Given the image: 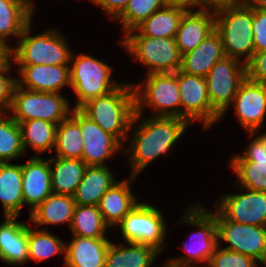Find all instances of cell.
<instances>
[{
  "mask_svg": "<svg viewBox=\"0 0 266 267\" xmlns=\"http://www.w3.org/2000/svg\"><path fill=\"white\" fill-rule=\"evenodd\" d=\"M191 125L186 119L177 117H155L142 121L136 128L128 149L131 176L136 177L161 154L166 153Z\"/></svg>",
  "mask_w": 266,
  "mask_h": 267,
  "instance_id": "obj_1",
  "label": "cell"
},
{
  "mask_svg": "<svg viewBox=\"0 0 266 267\" xmlns=\"http://www.w3.org/2000/svg\"><path fill=\"white\" fill-rule=\"evenodd\" d=\"M79 110L122 145L141 116L135 113L132 84H121L111 93L87 101Z\"/></svg>",
  "mask_w": 266,
  "mask_h": 267,
  "instance_id": "obj_2",
  "label": "cell"
},
{
  "mask_svg": "<svg viewBox=\"0 0 266 267\" xmlns=\"http://www.w3.org/2000/svg\"><path fill=\"white\" fill-rule=\"evenodd\" d=\"M215 28L222 38L227 57L247 64L254 55L253 8L245 1L214 8Z\"/></svg>",
  "mask_w": 266,
  "mask_h": 267,
  "instance_id": "obj_3",
  "label": "cell"
},
{
  "mask_svg": "<svg viewBox=\"0 0 266 267\" xmlns=\"http://www.w3.org/2000/svg\"><path fill=\"white\" fill-rule=\"evenodd\" d=\"M32 22L24 29L20 41L11 48L12 61L19 65H67L74 55L69 51L66 39L52 28L30 36ZM29 35V36H28Z\"/></svg>",
  "mask_w": 266,
  "mask_h": 267,
  "instance_id": "obj_4",
  "label": "cell"
},
{
  "mask_svg": "<svg viewBox=\"0 0 266 267\" xmlns=\"http://www.w3.org/2000/svg\"><path fill=\"white\" fill-rule=\"evenodd\" d=\"M136 32V33H135ZM121 44L130 56L149 67L147 74L175 73L181 68L182 54L175 38H154L143 36L136 29L125 34Z\"/></svg>",
  "mask_w": 266,
  "mask_h": 267,
  "instance_id": "obj_5",
  "label": "cell"
},
{
  "mask_svg": "<svg viewBox=\"0 0 266 267\" xmlns=\"http://www.w3.org/2000/svg\"><path fill=\"white\" fill-rule=\"evenodd\" d=\"M132 85L135 93V113L142 115V106L147 105L157 111L153 115L155 117L181 118L178 71L147 74L141 85Z\"/></svg>",
  "mask_w": 266,
  "mask_h": 267,
  "instance_id": "obj_6",
  "label": "cell"
},
{
  "mask_svg": "<svg viewBox=\"0 0 266 267\" xmlns=\"http://www.w3.org/2000/svg\"><path fill=\"white\" fill-rule=\"evenodd\" d=\"M19 124L31 119H41L58 125L71 114L68 101L59 93L37 92L16 84L9 112Z\"/></svg>",
  "mask_w": 266,
  "mask_h": 267,
  "instance_id": "obj_7",
  "label": "cell"
},
{
  "mask_svg": "<svg viewBox=\"0 0 266 267\" xmlns=\"http://www.w3.org/2000/svg\"><path fill=\"white\" fill-rule=\"evenodd\" d=\"M70 67V87L77 96L75 109L87 101L107 95L121 84L111 78L112 67L90 55L76 56ZM112 79V80H111Z\"/></svg>",
  "mask_w": 266,
  "mask_h": 267,
  "instance_id": "obj_8",
  "label": "cell"
},
{
  "mask_svg": "<svg viewBox=\"0 0 266 267\" xmlns=\"http://www.w3.org/2000/svg\"><path fill=\"white\" fill-rule=\"evenodd\" d=\"M190 206L191 207L187 208V212H184L185 215H183L182 220L179 222L182 223L183 221V223H190L191 225L199 227L200 230L194 232V235L190 236L192 241L196 244L194 243V246L185 243L183 249L186 251L187 256L170 259L169 261L186 267H195L193 266L194 263L200 262L201 264L206 263L204 267H207L210 257L219 245L215 216L200 204Z\"/></svg>",
  "mask_w": 266,
  "mask_h": 267,
  "instance_id": "obj_9",
  "label": "cell"
},
{
  "mask_svg": "<svg viewBox=\"0 0 266 267\" xmlns=\"http://www.w3.org/2000/svg\"><path fill=\"white\" fill-rule=\"evenodd\" d=\"M126 243L153 246L163 251L166 226L162 213L149 203L138 204L118 224Z\"/></svg>",
  "mask_w": 266,
  "mask_h": 267,
  "instance_id": "obj_10",
  "label": "cell"
},
{
  "mask_svg": "<svg viewBox=\"0 0 266 267\" xmlns=\"http://www.w3.org/2000/svg\"><path fill=\"white\" fill-rule=\"evenodd\" d=\"M239 62L225 56L215 63L205 77L211 105L220 117H223L229 105H232L240 85L247 78L246 65H240Z\"/></svg>",
  "mask_w": 266,
  "mask_h": 267,
  "instance_id": "obj_11",
  "label": "cell"
},
{
  "mask_svg": "<svg viewBox=\"0 0 266 267\" xmlns=\"http://www.w3.org/2000/svg\"><path fill=\"white\" fill-rule=\"evenodd\" d=\"M213 215L218 240L229 244L224 249L250 256L260 263L266 258V227L227 220L218 210Z\"/></svg>",
  "mask_w": 266,
  "mask_h": 267,
  "instance_id": "obj_12",
  "label": "cell"
},
{
  "mask_svg": "<svg viewBox=\"0 0 266 267\" xmlns=\"http://www.w3.org/2000/svg\"><path fill=\"white\" fill-rule=\"evenodd\" d=\"M178 88L181 118L186 119L190 124L201 120L206 129L221 118V115L211 105L205 77L178 70Z\"/></svg>",
  "mask_w": 266,
  "mask_h": 267,
  "instance_id": "obj_13",
  "label": "cell"
},
{
  "mask_svg": "<svg viewBox=\"0 0 266 267\" xmlns=\"http://www.w3.org/2000/svg\"><path fill=\"white\" fill-rule=\"evenodd\" d=\"M244 190L247 193L222 195L214 207L227 220L266 227V192Z\"/></svg>",
  "mask_w": 266,
  "mask_h": 267,
  "instance_id": "obj_14",
  "label": "cell"
},
{
  "mask_svg": "<svg viewBox=\"0 0 266 267\" xmlns=\"http://www.w3.org/2000/svg\"><path fill=\"white\" fill-rule=\"evenodd\" d=\"M240 124L250 136L262 126L266 114V84L248 80L240 85L232 101Z\"/></svg>",
  "mask_w": 266,
  "mask_h": 267,
  "instance_id": "obj_15",
  "label": "cell"
},
{
  "mask_svg": "<svg viewBox=\"0 0 266 267\" xmlns=\"http://www.w3.org/2000/svg\"><path fill=\"white\" fill-rule=\"evenodd\" d=\"M230 166L237 174L238 186L266 192V151L257 136L244 155L232 156Z\"/></svg>",
  "mask_w": 266,
  "mask_h": 267,
  "instance_id": "obj_16",
  "label": "cell"
},
{
  "mask_svg": "<svg viewBox=\"0 0 266 267\" xmlns=\"http://www.w3.org/2000/svg\"><path fill=\"white\" fill-rule=\"evenodd\" d=\"M79 126L83 139L82 160L87 166H106L104 161L123 145L111 134L79 110Z\"/></svg>",
  "mask_w": 266,
  "mask_h": 267,
  "instance_id": "obj_17",
  "label": "cell"
},
{
  "mask_svg": "<svg viewBox=\"0 0 266 267\" xmlns=\"http://www.w3.org/2000/svg\"><path fill=\"white\" fill-rule=\"evenodd\" d=\"M191 8L195 9V6L190 7L184 13L175 36L176 44L182 55L194 50L216 30L214 8L201 7L196 11H192Z\"/></svg>",
  "mask_w": 266,
  "mask_h": 267,
  "instance_id": "obj_18",
  "label": "cell"
},
{
  "mask_svg": "<svg viewBox=\"0 0 266 267\" xmlns=\"http://www.w3.org/2000/svg\"><path fill=\"white\" fill-rule=\"evenodd\" d=\"M17 85L31 91L58 93L70 86L69 65H20ZM25 84V85H24Z\"/></svg>",
  "mask_w": 266,
  "mask_h": 267,
  "instance_id": "obj_19",
  "label": "cell"
},
{
  "mask_svg": "<svg viewBox=\"0 0 266 267\" xmlns=\"http://www.w3.org/2000/svg\"><path fill=\"white\" fill-rule=\"evenodd\" d=\"M22 193L31 212L53 193L49 160L33 156L22 165Z\"/></svg>",
  "mask_w": 266,
  "mask_h": 267,
  "instance_id": "obj_20",
  "label": "cell"
},
{
  "mask_svg": "<svg viewBox=\"0 0 266 267\" xmlns=\"http://www.w3.org/2000/svg\"><path fill=\"white\" fill-rule=\"evenodd\" d=\"M192 6L190 0H173L154 12L135 29L143 36L175 38L184 13Z\"/></svg>",
  "mask_w": 266,
  "mask_h": 267,
  "instance_id": "obj_21",
  "label": "cell"
},
{
  "mask_svg": "<svg viewBox=\"0 0 266 267\" xmlns=\"http://www.w3.org/2000/svg\"><path fill=\"white\" fill-rule=\"evenodd\" d=\"M5 216L0 223V260L9 265L28 261V225Z\"/></svg>",
  "mask_w": 266,
  "mask_h": 267,
  "instance_id": "obj_22",
  "label": "cell"
},
{
  "mask_svg": "<svg viewBox=\"0 0 266 267\" xmlns=\"http://www.w3.org/2000/svg\"><path fill=\"white\" fill-rule=\"evenodd\" d=\"M225 56L222 38L215 30L194 50L182 55L180 71L206 77L215 63Z\"/></svg>",
  "mask_w": 266,
  "mask_h": 267,
  "instance_id": "obj_23",
  "label": "cell"
},
{
  "mask_svg": "<svg viewBox=\"0 0 266 267\" xmlns=\"http://www.w3.org/2000/svg\"><path fill=\"white\" fill-rule=\"evenodd\" d=\"M110 242L107 238H88L73 235L66 245L64 264L67 267H105Z\"/></svg>",
  "mask_w": 266,
  "mask_h": 267,
  "instance_id": "obj_24",
  "label": "cell"
},
{
  "mask_svg": "<svg viewBox=\"0 0 266 267\" xmlns=\"http://www.w3.org/2000/svg\"><path fill=\"white\" fill-rule=\"evenodd\" d=\"M129 180L117 181L102 196L98 209L101 212L105 223L111 228L118 225L121 220L138 204L137 199L130 190Z\"/></svg>",
  "mask_w": 266,
  "mask_h": 267,
  "instance_id": "obj_25",
  "label": "cell"
},
{
  "mask_svg": "<svg viewBox=\"0 0 266 267\" xmlns=\"http://www.w3.org/2000/svg\"><path fill=\"white\" fill-rule=\"evenodd\" d=\"M116 182L107 166H87L73 199L77 205L98 206L102 196Z\"/></svg>",
  "mask_w": 266,
  "mask_h": 267,
  "instance_id": "obj_26",
  "label": "cell"
},
{
  "mask_svg": "<svg viewBox=\"0 0 266 267\" xmlns=\"http://www.w3.org/2000/svg\"><path fill=\"white\" fill-rule=\"evenodd\" d=\"M33 4L30 0H0V40L10 49L6 37L21 36L32 21Z\"/></svg>",
  "mask_w": 266,
  "mask_h": 267,
  "instance_id": "obj_27",
  "label": "cell"
},
{
  "mask_svg": "<svg viewBox=\"0 0 266 267\" xmlns=\"http://www.w3.org/2000/svg\"><path fill=\"white\" fill-rule=\"evenodd\" d=\"M0 200L5 216L18 217L24 204L22 165L0 163Z\"/></svg>",
  "mask_w": 266,
  "mask_h": 267,
  "instance_id": "obj_28",
  "label": "cell"
},
{
  "mask_svg": "<svg viewBox=\"0 0 266 267\" xmlns=\"http://www.w3.org/2000/svg\"><path fill=\"white\" fill-rule=\"evenodd\" d=\"M49 165L53 193L73 196L83 178L86 163L81 159L54 157L49 159Z\"/></svg>",
  "mask_w": 266,
  "mask_h": 267,
  "instance_id": "obj_29",
  "label": "cell"
},
{
  "mask_svg": "<svg viewBox=\"0 0 266 267\" xmlns=\"http://www.w3.org/2000/svg\"><path fill=\"white\" fill-rule=\"evenodd\" d=\"M75 206L73 196L52 193L30 212L29 221L37 226L68 223L70 227Z\"/></svg>",
  "mask_w": 266,
  "mask_h": 267,
  "instance_id": "obj_30",
  "label": "cell"
},
{
  "mask_svg": "<svg viewBox=\"0 0 266 267\" xmlns=\"http://www.w3.org/2000/svg\"><path fill=\"white\" fill-rule=\"evenodd\" d=\"M114 245L110 242L105 258V267H150L160 253L153 246L139 243Z\"/></svg>",
  "mask_w": 266,
  "mask_h": 267,
  "instance_id": "obj_31",
  "label": "cell"
},
{
  "mask_svg": "<svg viewBox=\"0 0 266 267\" xmlns=\"http://www.w3.org/2000/svg\"><path fill=\"white\" fill-rule=\"evenodd\" d=\"M82 138L79 126V109L74 108L71 114L57 125L54 145L56 157L82 160Z\"/></svg>",
  "mask_w": 266,
  "mask_h": 267,
  "instance_id": "obj_32",
  "label": "cell"
},
{
  "mask_svg": "<svg viewBox=\"0 0 266 267\" xmlns=\"http://www.w3.org/2000/svg\"><path fill=\"white\" fill-rule=\"evenodd\" d=\"M69 228L75 236L106 238L104 234L109 226L105 223L98 206L76 204Z\"/></svg>",
  "mask_w": 266,
  "mask_h": 267,
  "instance_id": "obj_33",
  "label": "cell"
},
{
  "mask_svg": "<svg viewBox=\"0 0 266 267\" xmlns=\"http://www.w3.org/2000/svg\"><path fill=\"white\" fill-rule=\"evenodd\" d=\"M24 151L31 146L35 152L44 153L55 145L57 125L41 119H31L19 123Z\"/></svg>",
  "mask_w": 266,
  "mask_h": 267,
  "instance_id": "obj_34",
  "label": "cell"
},
{
  "mask_svg": "<svg viewBox=\"0 0 266 267\" xmlns=\"http://www.w3.org/2000/svg\"><path fill=\"white\" fill-rule=\"evenodd\" d=\"M65 250L66 243L48 230H34L28 226V260L40 262Z\"/></svg>",
  "mask_w": 266,
  "mask_h": 267,
  "instance_id": "obj_35",
  "label": "cell"
},
{
  "mask_svg": "<svg viewBox=\"0 0 266 267\" xmlns=\"http://www.w3.org/2000/svg\"><path fill=\"white\" fill-rule=\"evenodd\" d=\"M0 112V163L22 156L24 148L19 124L11 117L4 119Z\"/></svg>",
  "mask_w": 266,
  "mask_h": 267,
  "instance_id": "obj_36",
  "label": "cell"
},
{
  "mask_svg": "<svg viewBox=\"0 0 266 267\" xmlns=\"http://www.w3.org/2000/svg\"><path fill=\"white\" fill-rule=\"evenodd\" d=\"M171 1L173 0H129L125 10L116 19L122 22L126 34Z\"/></svg>",
  "mask_w": 266,
  "mask_h": 267,
  "instance_id": "obj_37",
  "label": "cell"
},
{
  "mask_svg": "<svg viewBox=\"0 0 266 267\" xmlns=\"http://www.w3.org/2000/svg\"><path fill=\"white\" fill-rule=\"evenodd\" d=\"M216 247L207 264L208 267H257L258 261L250 256Z\"/></svg>",
  "mask_w": 266,
  "mask_h": 267,
  "instance_id": "obj_38",
  "label": "cell"
},
{
  "mask_svg": "<svg viewBox=\"0 0 266 267\" xmlns=\"http://www.w3.org/2000/svg\"><path fill=\"white\" fill-rule=\"evenodd\" d=\"M11 62L10 56V59L8 58L3 64H0V112H9L13 91L17 84L16 79L4 76L6 72H9Z\"/></svg>",
  "mask_w": 266,
  "mask_h": 267,
  "instance_id": "obj_39",
  "label": "cell"
},
{
  "mask_svg": "<svg viewBox=\"0 0 266 267\" xmlns=\"http://www.w3.org/2000/svg\"><path fill=\"white\" fill-rule=\"evenodd\" d=\"M253 35L254 50L262 52L266 50V10L253 8Z\"/></svg>",
  "mask_w": 266,
  "mask_h": 267,
  "instance_id": "obj_40",
  "label": "cell"
},
{
  "mask_svg": "<svg viewBox=\"0 0 266 267\" xmlns=\"http://www.w3.org/2000/svg\"><path fill=\"white\" fill-rule=\"evenodd\" d=\"M247 79L256 83L266 84V50L254 52L246 64Z\"/></svg>",
  "mask_w": 266,
  "mask_h": 267,
  "instance_id": "obj_41",
  "label": "cell"
},
{
  "mask_svg": "<svg viewBox=\"0 0 266 267\" xmlns=\"http://www.w3.org/2000/svg\"><path fill=\"white\" fill-rule=\"evenodd\" d=\"M101 6L111 18H117L126 8L129 0H91Z\"/></svg>",
  "mask_w": 266,
  "mask_h": 267,
  "instance_id": "obj_42",
  "label": "cell"
},
{
  "mask_svg": "<svg viewBox=\"0 0 266 267\" xmlns=\"http://www.w3.org/2000/svg\"><path fill=\"white\" fill-rule=\"evenodd\" d=\"M193 6H199L200 7H211L215 8L220 5L225 4H235V3H242L247 0H190Z\"/></svg>",
  "mask_w": 266,
  "mask_h": 267,
  "instance_id": "obj_43",
  "label": "cell"
},
{
  "mask_svg": "<svg viewBox=\"0 0 266 267\" xmlns=\"http://www.w3.org/2000/svg\"><path fill=\"white\" fill-rule=\"evenodd\" d=\"M10 48L0 40V64L10 58Z\"/></svg>",
  "mask_w": 266,
  "mask_h": 267,
  "instance_id": "obj_44",
  "label": "cell"
},
{
  "mask_svg": "<svg viewBox=\"0 0 266 267\" xmlns=\"http://www.w3.org/2000/svg\"><path fill=\"white\" fill-rule=\"evenodd\" d=\"M246 2L252 8L266 10V0H247Z\"/></svg>",
  "mask_w": 266,
  "mask_h": 267,
  "instance_id": "obj_45",
  "label": "cell"
},
{
  "mask_svg": "<svg viewBox=\"0 0 266 267\" xmlns=\"http://www.w3.org/2000/svg\"><path fill=\"white\" fill-rule=\"evenodd\" d=\"M257 138L260 140L261 144L263 145L266 151V133L259 135Z\"/></svg>",
  "mask_w": 266,
  "mask_h": 267,
  "instance_id": "obj_46",
  "label": "cell"
},
{
  "mask_svg": "<svg viewBox=\"0 0 266 267\" xmlns=\"http://www.w3.org/2000/svg\"><path fill=\"white\" fill-rule=\"evenodd\" d=\"M162 267H186V266L177 265V264H174V263L168 261V262H166V264H164Z\"/></svg>",
  "mask_w": 266,
  "mask_h": 267,
  "instance_id": "obj_47",
  "label": "cell"
},
{
  "mask_svg": "<svg viewBox=\"0 0 266 267\" xmlns=\"http://www.w3.org/2000/svg\"><path fill=\"white\" fill-rule=\"evenodd\" d=\"M261 263L264 264L266 267V258Z\"/></svg>",
  "mask_w": 266,
  "mask_h": 267,
  "instance_id": "obj_48",
  "label": "cell"
}]
</instances>
